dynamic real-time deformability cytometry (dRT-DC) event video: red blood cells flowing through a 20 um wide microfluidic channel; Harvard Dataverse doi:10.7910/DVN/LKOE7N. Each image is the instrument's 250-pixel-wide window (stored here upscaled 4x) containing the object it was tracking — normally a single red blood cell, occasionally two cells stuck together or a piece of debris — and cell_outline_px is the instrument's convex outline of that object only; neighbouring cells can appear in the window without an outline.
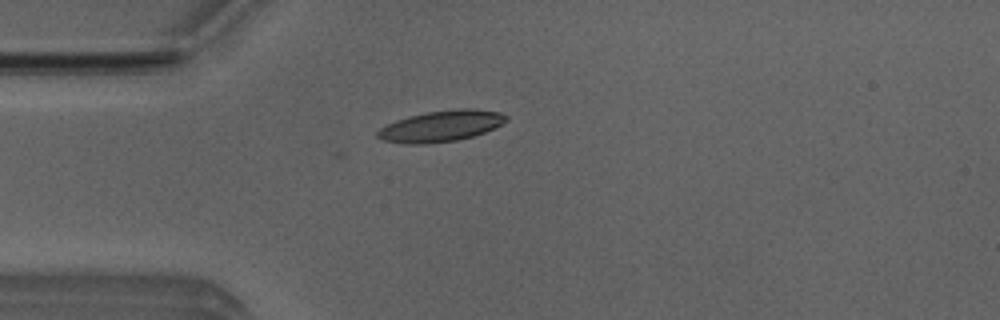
{"species": "Egyptian fruit bat (a non-hibernating species)", "species_latin": "Rousettus aegyptiacus", "temperature_condition": "room temperature", "stored_images_in_passage": 5, "camera_frame_rate_fps": 3000, "um_per_image_px": 0.085, "animal": {"sex": "male"}, "frame": {"image": 1, "passage_image": 5, "time_ms": 1.333, "image_size_px": [1000, 320], "cell_outline_px": [[508, 120], [484, 132], [472, 136], [456, 140], [424, 144], [408, 144], [384, 140], [376, 136], [376, 132], [380, 128], [396, 120], [408, 116], [424, 112], [456, 108], [472, 108], [500, 112], [508, 116]], "centroid_in_image_um": [37.48, 10.7], "position_along_channel_um": 47.5, "area_um2": 23.24}}